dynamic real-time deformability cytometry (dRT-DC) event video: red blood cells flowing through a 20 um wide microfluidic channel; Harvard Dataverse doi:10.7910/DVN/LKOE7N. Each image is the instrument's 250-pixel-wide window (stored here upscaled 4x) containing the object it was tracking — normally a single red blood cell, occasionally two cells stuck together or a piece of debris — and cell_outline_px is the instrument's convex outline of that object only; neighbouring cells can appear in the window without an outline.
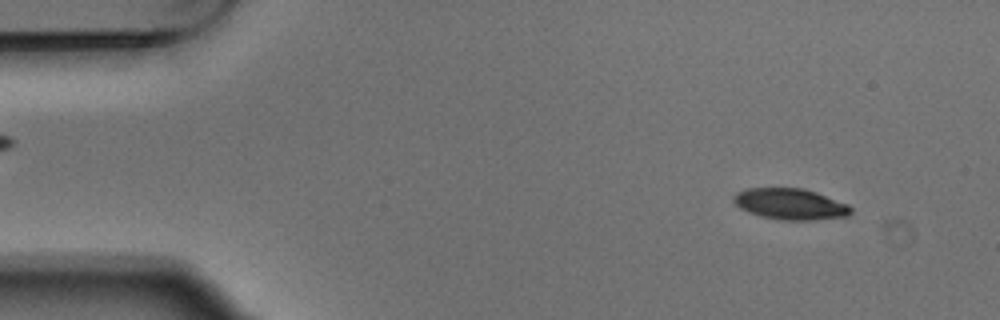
{"species": "Egyptian fruit bat (a non-hibernating species)", "species_latin": "Rousettus aegyptiacus", "temperature_condition": "warm", "stored_images_in_passage": 5, "camera_frame_rate_fps": 3000, "um_per_image_px": 0.085, "animal": {"sex": "male"}, "frame": {"image": 1, "passage_image": 1, "time_ms": 0.0, "image_size_px": [1000, 320], "cell_outline_px": [[852, 212], [848, 216], [812, 220], [784, 220], [760, 216], [748, 212], [740, 208], [732, 200], [732, 196], [736, 192], [748, 188], [804, 188], [816, 192], [848, 204], [852, 208]], "centroid_in_image_um": [67.16, 17.34], "position_along_channel_um": 17.8, "area_um2": 21.33}}
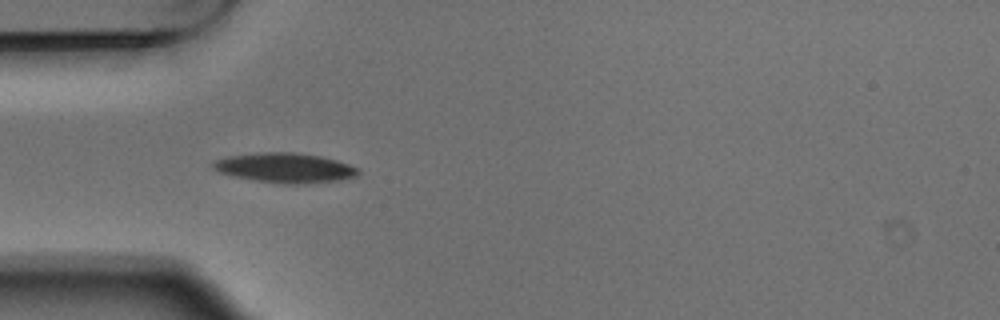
{"frame": {"image": 2, "passage_image": 4, "time_ms": 1.0, "image_size_px": [1000, 320], "cell_outline_px": [[360, 172], [356, 176], [340, 180], [300, 184], [284, 184], [256, 180], [236, 176], [220, 172], [212, 168], [212, 164], [216, 160], [228, 156], [264, 152], [296, 152], [320, 156], [336, 160], [360, 168]], "centroid_in_image_um": [24.27, 14.26], "position_along_channel_um": 60.7, "area_um2": 24.97}}
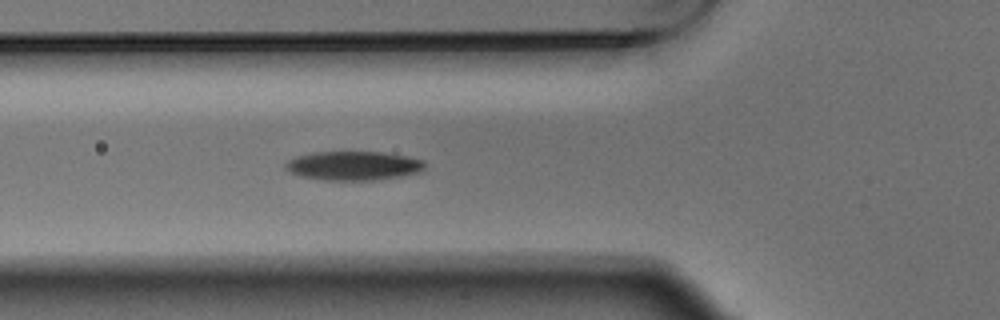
{"frame": {"image": 3, "passage_image": 5, "time_ms": 1.333, "image_size_px": [1000, 320], "cell_outline_px": [[424, 168], [420, 172], [400, 176], [376, 180], [324, 180], [300, 176], [288, 172], [284, 168], [284, 164], [288, 160], [296, 156], [312, 152], [384, 152], [408, 156], [424, 160]], "centroid_in_image_um": [30.01, 14.08], "position_along_channel_um": 95.8, "area_um2": 23.76}}